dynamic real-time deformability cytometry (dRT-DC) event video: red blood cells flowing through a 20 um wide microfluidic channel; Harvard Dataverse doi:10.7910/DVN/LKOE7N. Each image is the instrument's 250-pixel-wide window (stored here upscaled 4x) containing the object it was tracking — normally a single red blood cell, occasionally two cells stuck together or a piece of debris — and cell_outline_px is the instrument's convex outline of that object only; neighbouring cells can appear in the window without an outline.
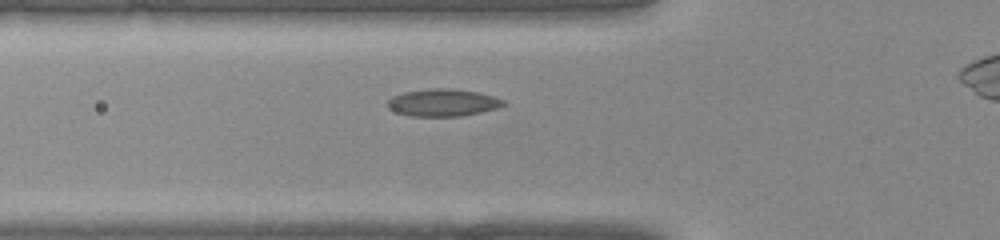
{"species": "common noctule bat (a hibernating species)", "species_latin": "Nyctalus noctula", "temperature_condition": "warm", "stored_images_in_passage": 31, "camera_frame_rate_fps": 3000, "um_per_image_px": 0.085, "animal": {"sex": "female", "body_mass_g": 22.0, "forearm_length_mm": 56.7}, "frame": {"image": 1, "passage_image": 10, "time_ms": 3.0, "image_size_px": [1000, 240], "cell_outline_px": [[508, 104], [496, 108], [480, 112], [460, 116], [408, 116], [396, 112], [388, 108], [388, 100], [392, 96], [404, 92], [428, 88], [448, 88], [476, 92], [492, 96], [504, 100]], "centroid_in_image_um": [37.62, 8.72], "position_along_channel_um": 88.2, "area_um2": 18.38}}
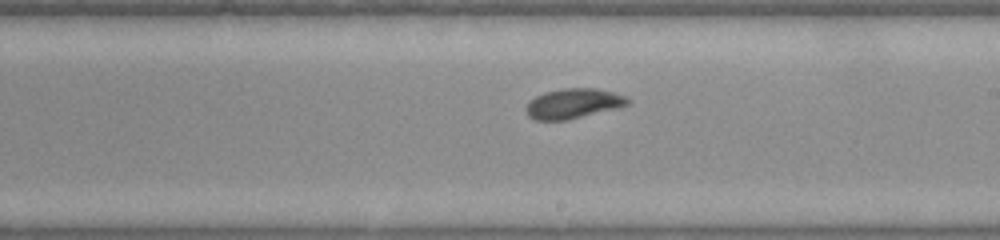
{"frame": {"image": 2, "passage_image": 19, "time_ms": 6.0, "image_size_px": [1000, 240], "cell_outline_px": [[632, 100], [628, 104], [616, 108], [568, 120], [532, 120], [528, 116], [524, 108], [536, 96], [544, 92], [564, 88], [596, 88], [612, 92], [624, 96]], "centroid_in_image_um": [48.71, 8.8], "position_along_channel_um": 240.3, "area_um2": 17.69}}
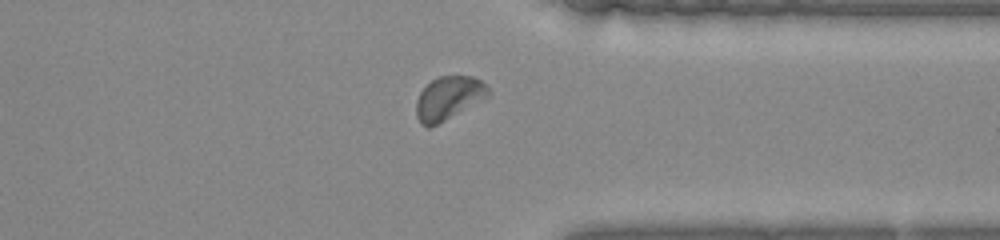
{"frame": {"image": 3, "passage_image": 27, "time_ms": 8.667, "image_size_px": [1000, 240], "cell_outline_px": [[492, 96], [428, 128], [420, 124], [416, 116], [416, 100], [420, 92], [432, 80], [440, 76], [472, 76], [480, 80], [492, 92]], "centroid_in_image_um": [38.15, 8.34], "position_along_channel_um": 373.2, "area_um2": 18.26}}